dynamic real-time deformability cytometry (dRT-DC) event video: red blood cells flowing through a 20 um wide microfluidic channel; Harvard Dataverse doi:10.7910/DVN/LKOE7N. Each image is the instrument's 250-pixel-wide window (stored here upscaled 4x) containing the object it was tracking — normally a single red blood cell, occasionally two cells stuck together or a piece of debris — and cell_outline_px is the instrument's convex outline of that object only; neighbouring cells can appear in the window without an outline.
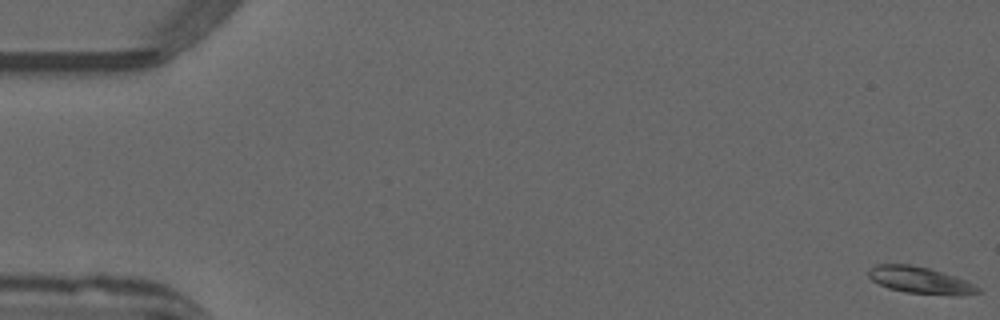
{"species": "common noctule bat (a hibernating species)", "species_latin": "Nyctalus noctula", "temperature_condition": "warm", "stored_images_in_passage": 53, "camera_frame_rate_fps": 3000, "um_per_image_px": 0.085, "animal": {"sex": "male", "forearm_length_mm": 52.5}, "frame": {"image": 1, "passage_image": 1, "time_ms": 0.0, "image_size_px": [1000, 320], "cell_outline_px": [[984, 292], [904, 292], [888, 288], [872, 280], [868, 276], [868, 268], [876, 264], [908, 264], [928, 268], [956, 276], [980, 288]], "centroid_in_image_um": [78.04, 23.74], "position_along_channel_um": 7.0, "area_um2": 16.01}}
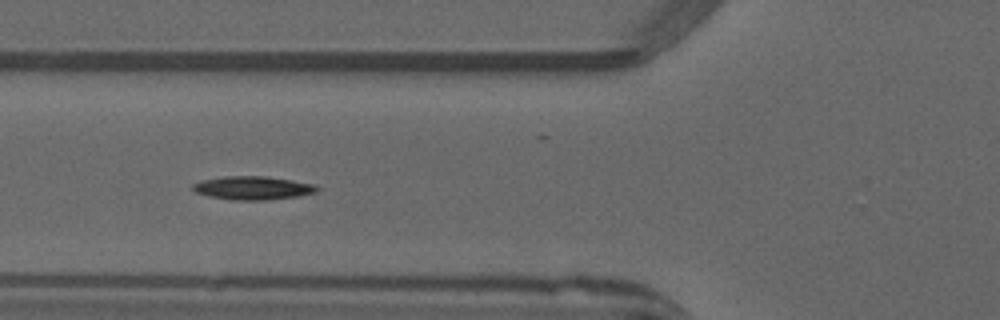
{"frame": {"image": 2, "passage_image": 20, "time_ms": 6.333, "image_size_px": [1000, 320], "cell_outline_px": [[320, 188], [316, 192], [300, 196], [264, 200], [232, 200], [208, 196], [196, 192], [192, 188], [192, 184], [200, 180], [224, 176], [268, 176], [316, 184]], "centroid_in_image_um": [21.5, 15.97], "position_along_channel_um": 104.3, "area_um2": 17.17}}
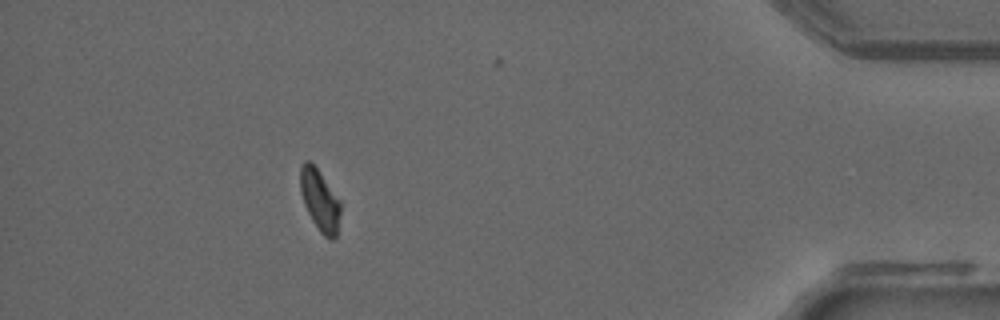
{"frame": {"image": 3, "passage_image": 47, "time_ms": 15.333, "image_size_px": [1000, 320], "cell_outline_px": [[340, 212], [336, 236], [332, 240], [324, 236], [320, 232], [312, 220], [304, 204], [300, 192], [300, 168], [304, 160], [308, 160], [320, 172], [340, 200]], "centroid_in_image_um": [27.17, 17.01], "position_along_channel_um": 408.0, "area_um2": 14.28}, "authors_computed_cell_mechanics": {"area_um2": 16.0106, "velocity_mm_per_s": 3.9836, "shape_relaxation_time_tau1_ms": 6.725, "shape_relaxation_time_tau2_ms": null, "deformation_change_tau1": 0.1844, "deformation_change_tau2": null}}